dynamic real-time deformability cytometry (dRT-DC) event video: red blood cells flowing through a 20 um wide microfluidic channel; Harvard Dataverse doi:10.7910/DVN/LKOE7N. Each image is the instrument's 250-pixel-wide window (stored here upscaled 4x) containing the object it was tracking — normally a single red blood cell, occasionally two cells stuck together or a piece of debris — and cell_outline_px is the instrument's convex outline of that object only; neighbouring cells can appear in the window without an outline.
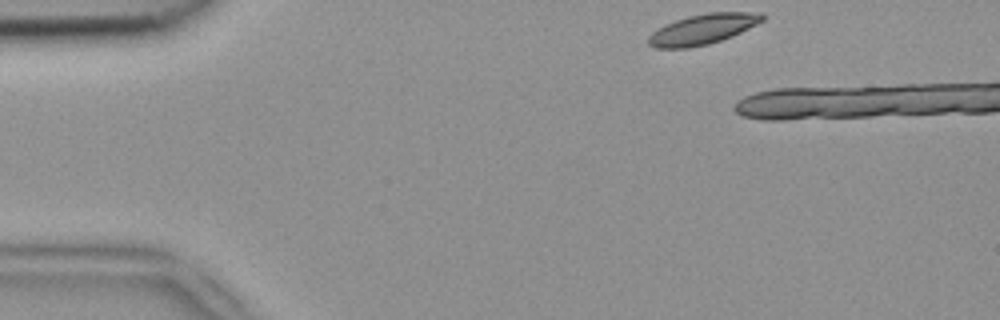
{"species": "common noctule bat (a hibernating species)", "species_latin": "Nyctalus noctula", "temperature_condition": "room temperature", "stored_images_in_passage": 5, "camera_frame_rate_fps": 3000, "um_per_image_px": 0.085, "animal": {"sex": "female", "body_mass_g": 18.4}, "frame": {"image": 1, "passage_image": 1, "time_ms": 0.0, "image_size_px": [1000, 320], "cell_outline_px": [[764, 20], [732, 36], [708, 44], [688, 48], [656, 48], [648, 44], [648, 36], [652, 32], [676, 20], [688, 16], [708, 12], [764, 12]], "centroid_in_image_um": [59.75, 2.47], "position_along_channel_um": 25.2, "area_um2": 19.88}}